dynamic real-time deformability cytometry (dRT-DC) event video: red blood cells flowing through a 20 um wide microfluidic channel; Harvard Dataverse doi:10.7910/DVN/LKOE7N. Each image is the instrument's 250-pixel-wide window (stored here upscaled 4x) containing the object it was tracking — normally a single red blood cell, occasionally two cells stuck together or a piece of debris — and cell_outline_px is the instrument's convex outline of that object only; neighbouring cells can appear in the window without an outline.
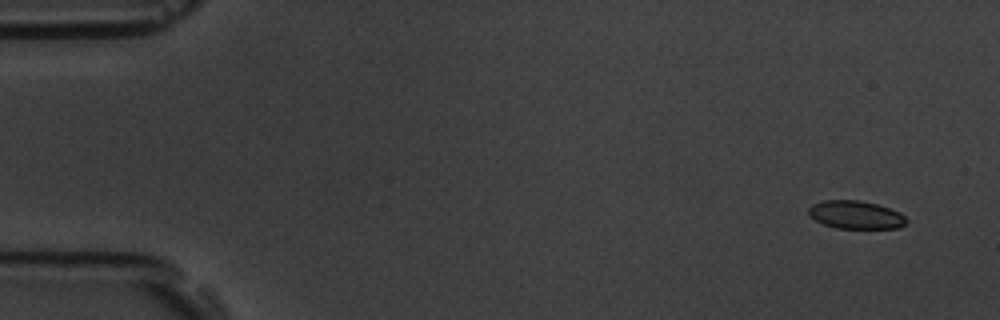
{"species": "common noctule bat (a hibernating species)", "species_latin": "Nyctalus noctula", "temperature_condition": "room temperature", "stored_images_in_passage": 5, "camera_frame_rate_fps": 3000, "um_per_image_px": 0.085, "animal": {"sex": "male", "body_mass_g": 19.5, "forearm_length_mm": 54.6}, "frame": {"image": 1, "passage_image": 1, "time_ms": 0.0, "image_size_px": [1000, 320], "cell_outline_px": [[908, 224], [900, 228], [836, 228], [824, 224], [816, 220], [808, 212], [808, 208], [812, 204], [824, 200], [860, 200], [876, 204], [900, 212], [908, 220]], "centroid_in_image_um": [72.77, 18.26], "position_along_channel_um": 12.2, "area_um2": 16.01}}
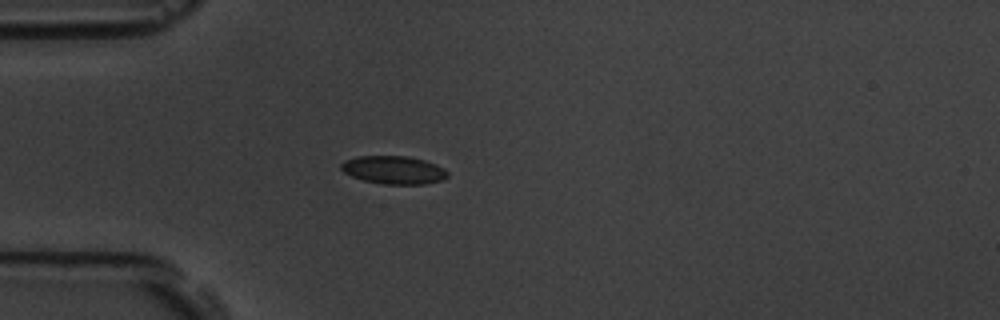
{"frame": {"image": 2, "passage_image": 4, "time_ms": 4.333, "image_size_px": [1000, 320], "cell_outline_px": [[448, 176], [444, 180], [424, 184], [380, 184], [364, 180], [352, 176], [344, 172], [340, 168], [340, 164], [344, 160], [356, 156], [408, 156], [424, 160], [436, 164], [444, 168], [448, 172]], "centroid_in_image_um": [33.47, 14.44], "position_along_channel_um": 51.5, "area_um2": 17.57}}